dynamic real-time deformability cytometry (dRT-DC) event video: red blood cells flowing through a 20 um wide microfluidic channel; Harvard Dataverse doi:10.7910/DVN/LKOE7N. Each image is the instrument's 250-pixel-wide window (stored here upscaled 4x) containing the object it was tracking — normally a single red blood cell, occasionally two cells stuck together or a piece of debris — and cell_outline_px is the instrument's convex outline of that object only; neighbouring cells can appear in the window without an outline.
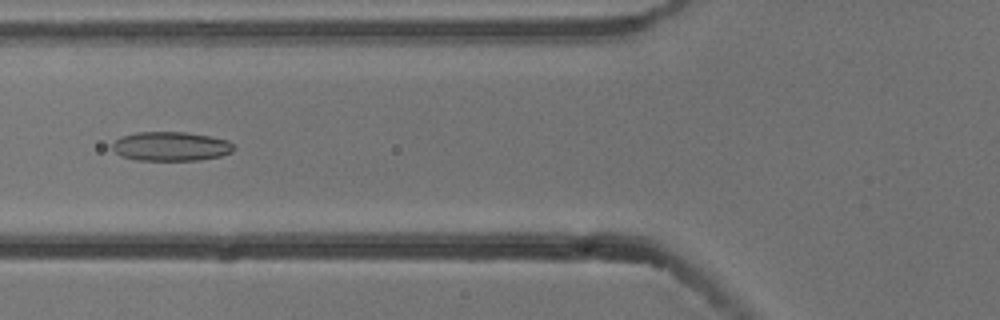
{"species": "common noctule bat (a hibernating species)", "species_latin": "Nyctalus noctula", "temperature_condition": "cold", "stored_images_in_passage": 6, "camera_frame_rate_fps": 3000, "um_per_image_px": 0.085, "animal": {"sex": "male", "body_mass_g": 13.3}, "frame": {"image": 1, "passage_image": 6, "time_ms": 1.667, "image_size_px": [1000, 320], "cell_outline_px": [[236, 148], [232, 152], [220, 156], [200, 160], [136, 160], [120, 156], [112, 148], [112, 144], [116, 140], [124, 136], [136, 132], [184, 132], [208, 136], [228, 140]], "centroid_in_image_um": [14.53, 12.45], "position_along_channel_um": 111.3, "area_um2": 20.58}}